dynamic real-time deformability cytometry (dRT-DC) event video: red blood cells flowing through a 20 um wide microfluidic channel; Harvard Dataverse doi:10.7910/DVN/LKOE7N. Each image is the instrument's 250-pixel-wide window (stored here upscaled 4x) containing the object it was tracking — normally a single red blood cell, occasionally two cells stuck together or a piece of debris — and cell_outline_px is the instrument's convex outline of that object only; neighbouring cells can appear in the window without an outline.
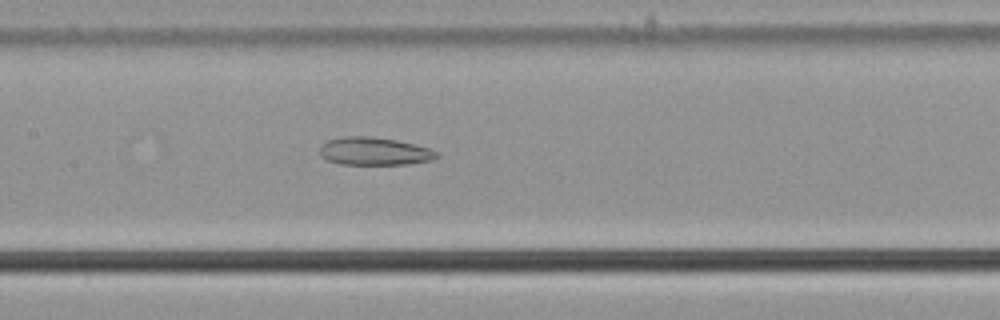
{"species": "common noctule bat (a hibernating species)", "species_latin": "Nyctalus noctula", "temperature_condition": "cold", "stored_images_in_passage": 55, "camera_frame_rate_fps": 3000, "um_per_image_px": 0.085, "animal": {"sex": "male", "body_mass_g": 21.5, "forearm_length_mm": 52.0}, "frame": {"image": 1, "passage_image": 27, "time_ms": 8.667, "image_size_px": [1000, 320], "cell_outline_px": [[440, 156], [432, 160], [408, 164], [340, 164], [328, 160], [320, 156], [320, 144], [328, 140], [344, 136], [368, 136], [396, 140], [428, 148], [440, 152]], "centroid_in_image_um": [31.81, 12.86], "position_along_channel_um": 175.6, "area_um2": 19.02}}
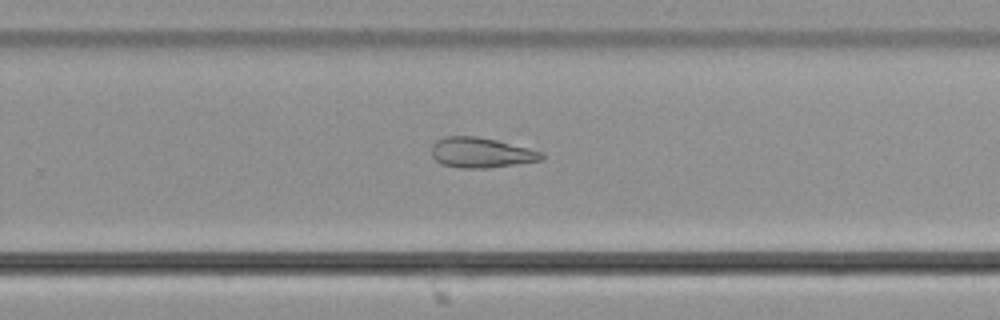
{"frame": {"image": 2, "passage_image": 36, "time_ms": 11.667, "image_size_px": [1000, 320], "cell_outline_px": [[544, 160], [488, 168], [460, 168], [444, 164], [436, 160], [432, 156], [432, 144], [436, 140], [444, 136], [476, 136], [496, 140], [544, 152]], "centroid_in_image_um": [40.9, 12.97], "position_along_channel_um": 288.9, "area_um2": 19.36}}
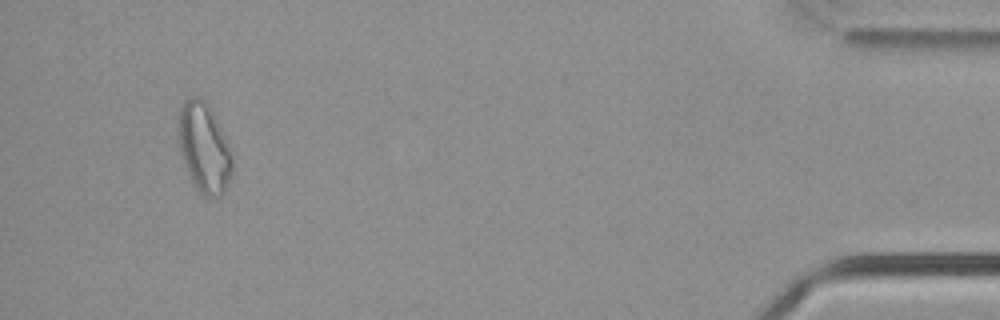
{"frame": {"image": 3, "passage_image": 52, "time_ms": 17.0, "image_size_px": [1000, 320], "cell_outline_px": [[232, 172], [224, 192], [220, 196], [204, 196], [196, 188], [184, 164], [180, 152], [180, 108], [184, 100], [192, 96], [196, 96], [204, 100], [208, 104], [232, 148]], "centroid_in_image_um": [17.38, 12.56], "position_along_channel_um": 417.8, "area_um2": 27.8}, "authors_computed_cell_mechanics": {"area_um2": 24.9696, "velocity_mm_per_s": 3.7913, "shape_relaxation_time_tau1_ms": null, "shape_relaxation_time_tau2_ms": 2.876, "deformation_change_tau1": null, "deformation_change_tau2": 0.117}}